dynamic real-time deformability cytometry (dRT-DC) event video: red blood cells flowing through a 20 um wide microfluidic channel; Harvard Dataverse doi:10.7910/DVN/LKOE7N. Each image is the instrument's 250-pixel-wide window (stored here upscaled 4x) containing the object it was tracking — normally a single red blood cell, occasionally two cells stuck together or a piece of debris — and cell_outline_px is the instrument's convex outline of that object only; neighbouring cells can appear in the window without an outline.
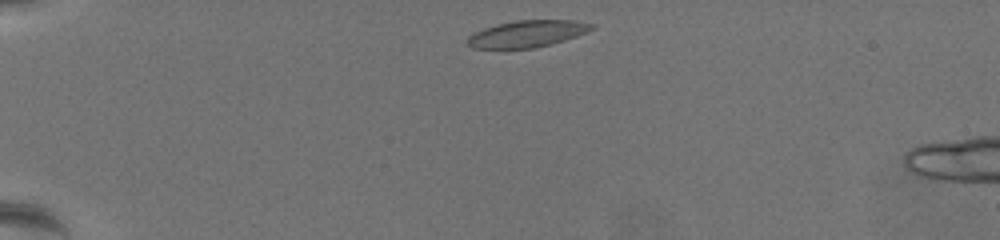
{"species": "common noctule bat (a hibernating species)", "species_latin": "Nyctalus noctula", "temperature_condition": "warm", "stored_images_in_passage": 47, "camera_frame_rate_fps": 3000, "um_per_image_px": 0.085, "animal": {"sex": "female", "body_mass_g": 19.5, "forearm_length_mm": 54.1}, "frame": {"image": 1, "passage_image": 3, "time_ms": 0.667, "image_size_px": [1000, 240], "cell_outline_px": [[596, 28], [588, 32], [552, 44], [536, 48], [472, 48], [468, 44], [468, 36], [484, 28], [496, 24], [516, 20], [572, 20], [596, 24]], "centroid_in_image_um": [44.87, 2.86], "position_along_channel_um": 40.1, "area_um2": 19.42}}
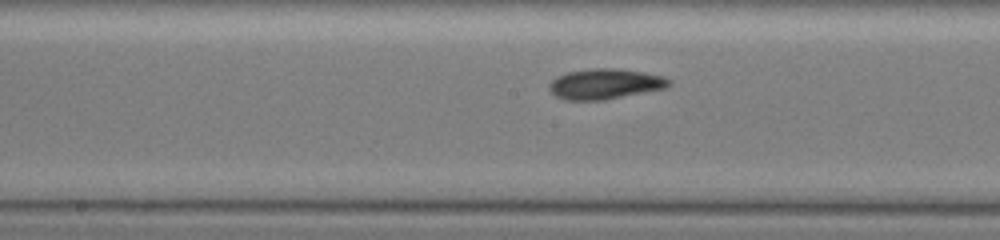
{"frame": {"image": 2, "passage_image": 22, "time_ms": 7.0, "image_size_px": [1000, 240], "cell_outline_px": [[672, 84], [664, 88], [604, 100], [564, 100], [556, 96], [548, 88], [548, 84], [556, 76], [568, 72], [592, 68], [620, 68], [644, 72], [664, 76], [672, 80]], "centroid_in_image_um": [51.43, 7.12], "position_along_channel_um": 196.8, "area_um2": 21.33}}
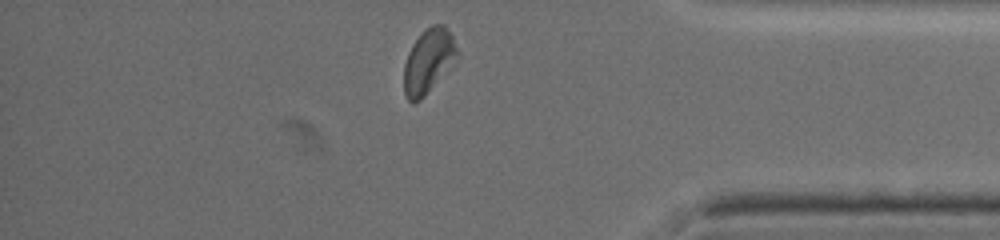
{"frame": {"image": 3, "passage_image": 41, "time_ms": 13.333, "image_size_px": [1000, 240], "cell_outline_px": [[460, 56], [424, 96], [420, 100], [412, 104], [408, 100], [404, 92], [404, 64], [408, 52], [416, 40], [432, 24], [444, 24], [452, 36]], "centroid_in_image_um": [36.42, 5.21], "position_along_channel_um": 398.8, "area_um2": 19.71}, "authors_computed_cell_mechanics": {"area_um2": 20.1144, "velocity_mm_per_s": 3.47, "shape_relaxation_time_tau1_ms": 7.2309, "shape_relaxation_time_tau2_ms": 4.4461, "deformation_change_tau1": 0.1417, "deformation_change_tau2": 0.0971}}